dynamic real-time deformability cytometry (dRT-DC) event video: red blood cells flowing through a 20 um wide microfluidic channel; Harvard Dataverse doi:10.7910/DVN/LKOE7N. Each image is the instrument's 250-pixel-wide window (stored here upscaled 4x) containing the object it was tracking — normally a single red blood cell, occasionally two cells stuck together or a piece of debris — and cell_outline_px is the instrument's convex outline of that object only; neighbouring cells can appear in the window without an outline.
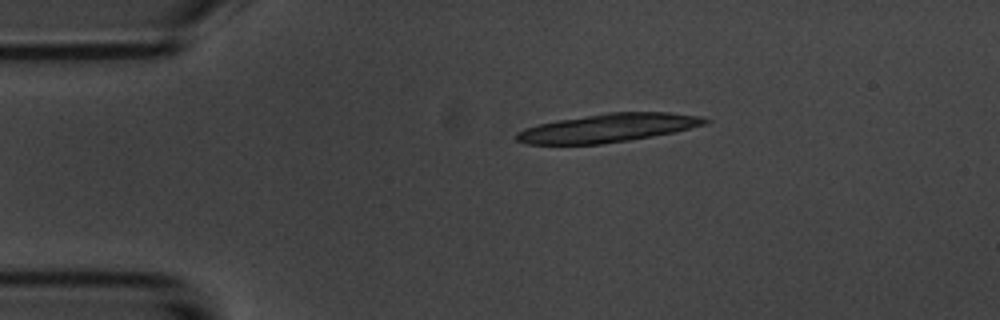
{"species": "common noctule bat (a hibernating species)", "species_latin": "Nyctalus noctula", "temperature_condition": "room temperature", "stored_images_in_passage": 8, "camera_frame_rate_fps": 3000, "um_per_image_px": 0.085, "animal": {"sex": "male", "body_mass_g": 20.1, "forearm_length_mm": 53.5}, "frame": {"image": 1, "passage_image": 2, "time_ms": 2.0, "image_size_px": [1000, 320], "cell_outline_px": [[712, 120], [704, 124], [672, 132], [628, 140], [600, 144], [524, 144], [516, 140], [516, 132], [524, 128], [556, 120], [608, 112], [668, 112], [700, 116]], "centroid_in_image_um": [51.63, 10.87], "position_along_channel_um": 33.4, "area_um2": 30.98}}
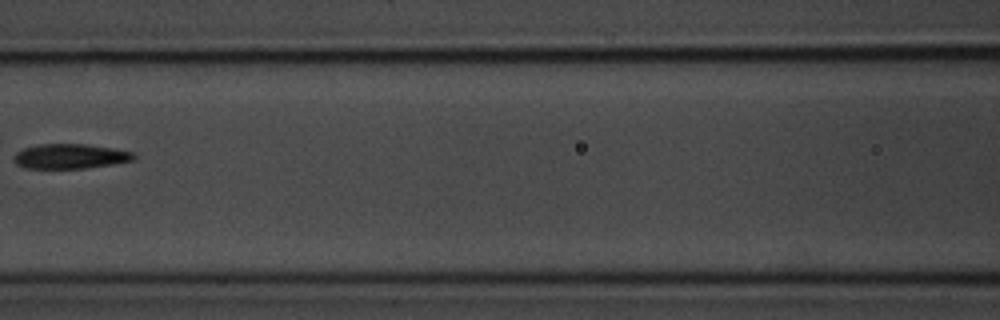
{"frame": {"image": 2, "passage_image": 6, "time_ms": 6.667, "image_size_px": [1000, 320], "cell_outline_px": [[136, 156], [132, 160], [112, 164], [84, 168], [24, 168], [16, 164], [12, 160], [12, 156], [16, 152], [24, 148], [40, 144], [88, 144], [116, 148], [132, 152]], "centroid_in_image_um": [5.93, 13.28], "position_along_channel_um": 160.7, "area_um2": 17.4}}
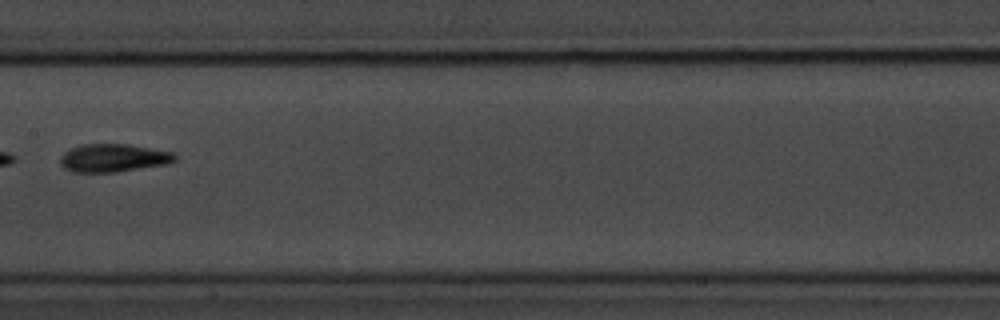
{"frame": {"image": 3, "passage_image": 7, "time_ms": 7.667, "image_size_px": [1000, 320], "cell_outline_px": [[176, 160], [168, 164], [116, 172], [72, 172], [64, 168], [60, 164], [60, 156], [64, 152], [80, 144], [128, 144], [172, 152], [176, 156]], "centroid_in_image_um": [9.61, 13.43], "position_along_channel_um": 197.8, "area_um2": 18.79}}